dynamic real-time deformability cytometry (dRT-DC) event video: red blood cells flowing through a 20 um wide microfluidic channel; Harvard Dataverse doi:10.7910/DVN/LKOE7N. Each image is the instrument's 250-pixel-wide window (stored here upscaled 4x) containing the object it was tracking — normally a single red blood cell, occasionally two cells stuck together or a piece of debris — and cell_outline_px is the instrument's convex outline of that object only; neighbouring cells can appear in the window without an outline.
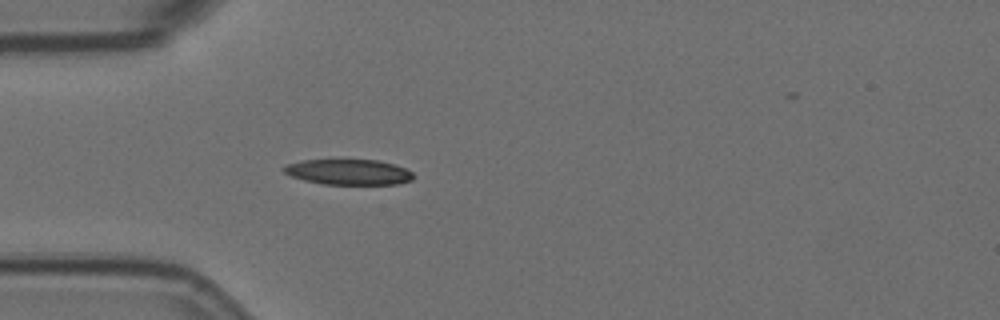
{"species": "Egyptian fruit bat (a non-hibernating species)", "species_latin": "Rousettus aegyptiacus", "temperature_condition": "room temperature", "stored_images_in_passage": 5, "camera_frame_rate_fps": 3000, "um_per_image_px": 0.085, "animal": {"sex": "female"}, "frame": {"image": 1, "passage_image": 5, "time_ms": 1.333, "image_size_px": [1000, 320], "cell_outline_px": [[412, 180], [400, 184], [324, 184], [304, 180], [292, 176], [284, 172], [280, 168], [284, 164], [304, 160], [376, 160], [392, 164], [404, 168], [412, 172]], "centroid_in_image_um": [29.58, 14.62], "position_along_channel_um": 55.4, "area_um2": 19.13}}